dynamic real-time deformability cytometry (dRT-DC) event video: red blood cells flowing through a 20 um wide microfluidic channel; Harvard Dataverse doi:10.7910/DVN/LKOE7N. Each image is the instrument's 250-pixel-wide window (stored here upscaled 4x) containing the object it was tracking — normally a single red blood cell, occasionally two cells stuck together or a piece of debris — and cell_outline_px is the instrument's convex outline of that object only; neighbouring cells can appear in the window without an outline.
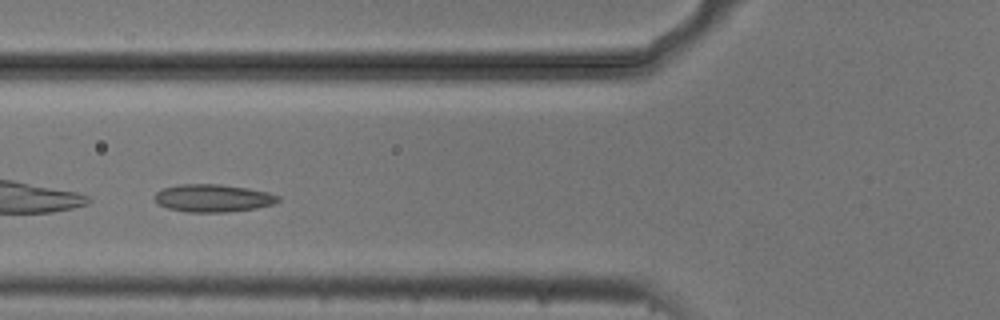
{"species": "common noctule bat (a hibernating species)", "species_latin": "Nyctalus noctula", "temperature_condition": "cold", "stored_images_in_passage": 32, "camera_frame_rate_fps": 3000, "um_per_image_px": 0.085, "animal": {"sex": "male", "body_mass_g": 20.5, "forearm_length_mm": 52.5}, "frame": {"image": 1, "passage_image": 4, "time_ms": 1.0, "image_size_px": [1000, 320], "cell_outline_px": [[280, 200], [272, 204], [256, 208], [224, 212], [188, 212], [168, 208], [156, 204], [156, 192], [164, 188], [180, 184], [220, 184], [248, 188], [268, 192], [280, 196]], "centroid_in_image_um": [18.11, 16.83], "position_along_channel_um": 107.7, "area_um2": 19.83}}
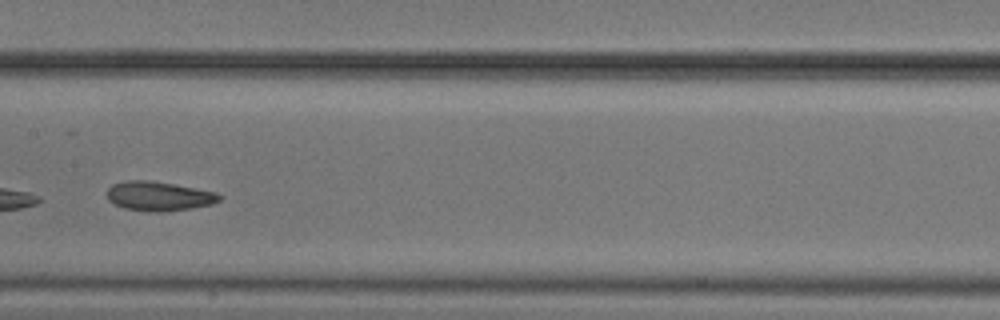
{"frame": {"image": 2, "passage_image": 11, "time_ms": 3.333, "image_size_px": [1000, 320], "cell_outline_px": [[224, 196], [220, 200], [212, 204], [188, 208], [160, 212], [148, 212], [124, 208], [108, 200], [108, 188], [112, 184], [124, 180], [148, 180], [172, 184], [216, 192]], "centroid_in_image_um": [13.49, 16.67], "position_along_channel_um": 193.9, "area_um2": 19.07}}
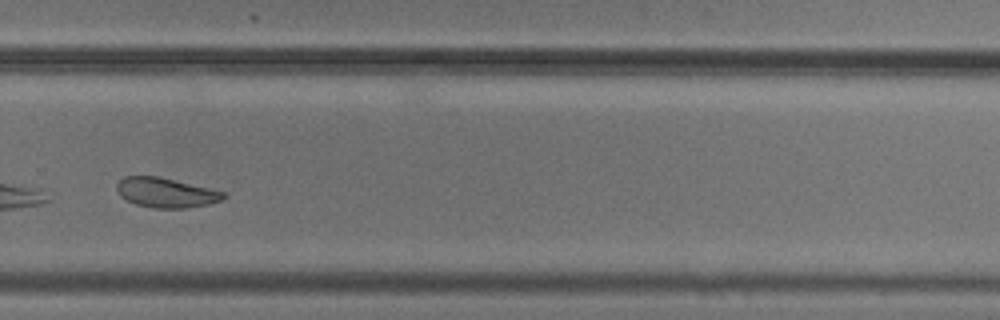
{"frame": {"image": 3, "passage_image": 21, "time_ms": 6.667, "image_size_px": [1000, 320], "cell_outline_px": [[228, 196], [224, 200], [208, 204], [184, 208], [152, 208], [136, 204], [120, 196], [116, 188], [116, 184], [124, 176], [160, 176], [224, 192]], "centroid_in_image_um": [14.11, 16.37], "position_along_channel_um": 315.7, "area_um2": 18.5}, "authors_computed_cell_mechanics": {"area_um2": 19.2474, "velocity_mm_per_s": 3.6765, "shape_relaxation_time_tau1_ms": null, "shape_relaxation_time_tau2_ms": 2.4138, "deformation_change_tau1": null, "deformation_change_tau2": 0.057}}